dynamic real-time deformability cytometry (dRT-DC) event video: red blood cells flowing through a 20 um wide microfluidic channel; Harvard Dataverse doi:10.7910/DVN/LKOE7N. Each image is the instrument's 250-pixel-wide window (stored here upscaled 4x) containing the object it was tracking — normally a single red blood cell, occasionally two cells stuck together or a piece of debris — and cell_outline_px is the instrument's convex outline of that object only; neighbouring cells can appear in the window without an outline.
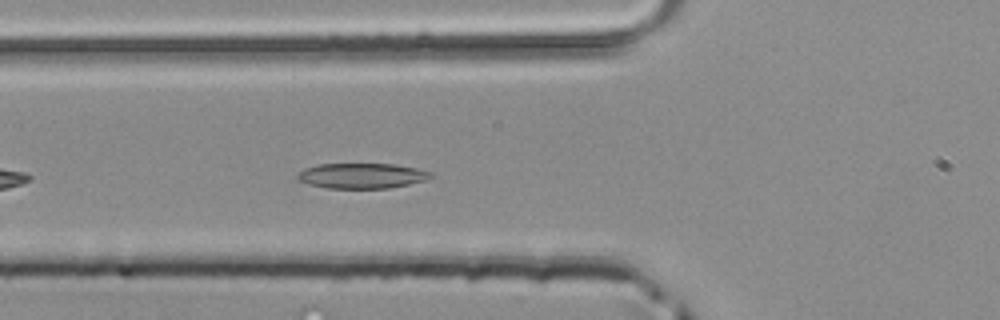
{"species": "common noctule bat (a hibernating species)", "species_latin": "Nyctalus noctula", "temperature_condition": "room temperature", "stored_images_in_passage": 27, "camera_frame_rate_fps": 3000, "um_per_image_px": 0.085, "animal": {"sex": "male", "body_mass_g": 20.4}, "frame": {"image": 1, "passage_image": 5, "time_ms": 1.333, "image_size_px": [1000, 320], "cell_outline_px": [[432, 176], [424, 180], [408, 184], [388, 188], [328, 188], [308, 184], [296, 180], [296, 176], [304, 168], [316, 164], [396, 164], [416, 168], [432, 172]], "centroid_in_image_um": [30.71, 14.93], "position_along_channel_um": 95.1, "area_um2": 19.59}}
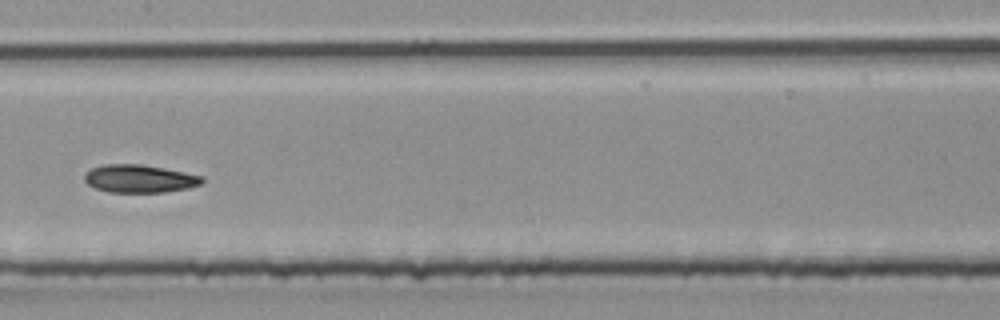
{"frame": {"image": 2, "passage_image": 12, "time_ms": 3.667, "image_size_px": [1000, 320], "cell_outline_px": [[204, 180], [200, 184], [188, 188], [164, 192], [108, 192], [96, 188], [88, 184], [84, 180], [84, 176], [92, 168], [104, 164], [140, 164], [164, 168], [204, 176]], "centroid_in_image_um": [11.87, 15.18], "position_along_channel_um": 195.5, "area_um2": 19.02}}
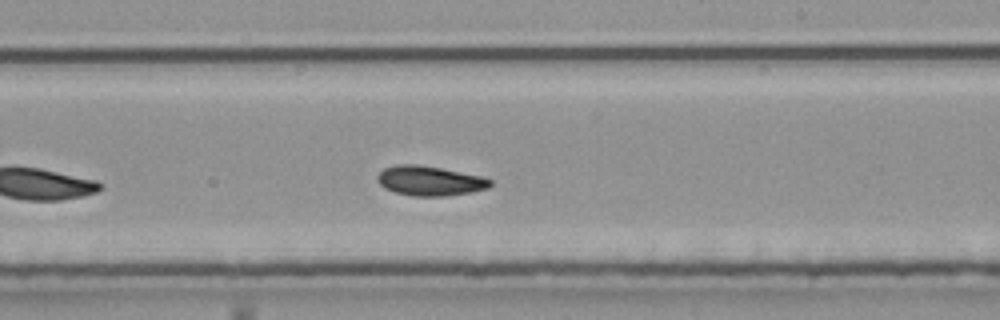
{"frame": {"image": 3, "passage_image": 16, "time_ms": 5.0, "image_size_px": [1000, 320], "cell_outline_px": [[492, 184], [488, 188], [472, 192], [444, 196], [412, 196], [396, 192], [384, 188], [376, 180], [376, 176], [384, 168], [396, 164], [416, 164], [440, 168], [480, 176], [492, 180]], "centroid_in_image_um": [36.5, 15.37], "position_along_channel_um": 252.5, "area_um2": 19.48}}